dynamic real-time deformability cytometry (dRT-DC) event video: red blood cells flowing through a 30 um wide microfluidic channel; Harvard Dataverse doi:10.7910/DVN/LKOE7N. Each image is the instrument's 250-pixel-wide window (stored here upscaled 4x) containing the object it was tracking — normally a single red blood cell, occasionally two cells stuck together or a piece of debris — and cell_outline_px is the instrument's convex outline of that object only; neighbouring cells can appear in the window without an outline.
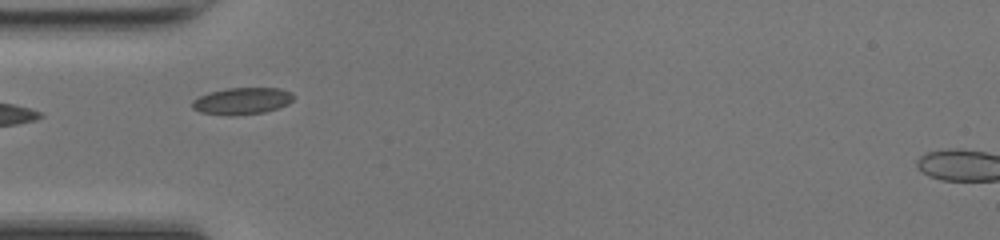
{"species": "common noctule bat (a hibernating species)", "species_latin": "Nyctalus noctula", "temperature_condition": "room temperature", "stored_images_in_passage": 21, "camera_frame_rate_fps": 3000, "um_per_image_px": 0.085, "animal": {"sex": "female", "body_mass_g": 17.0, "forearm_length_mm": 48.0}, "frame": {"image": 1, "passage_image": 1, "time_ms": 0.0, "image_size_px": [1000, 240], "cell_outline_px": [[296, 96], [288, 104], [264, 112], [228, 116], [200, 112], [192, 108], [192, 100], [208, 92], [228, 88], [280, 88], [292, 92]], "centroid_in_image_um": [20.57, 8.58], "position_along_channel_um": 64.4, "area_um2": 15.9}}